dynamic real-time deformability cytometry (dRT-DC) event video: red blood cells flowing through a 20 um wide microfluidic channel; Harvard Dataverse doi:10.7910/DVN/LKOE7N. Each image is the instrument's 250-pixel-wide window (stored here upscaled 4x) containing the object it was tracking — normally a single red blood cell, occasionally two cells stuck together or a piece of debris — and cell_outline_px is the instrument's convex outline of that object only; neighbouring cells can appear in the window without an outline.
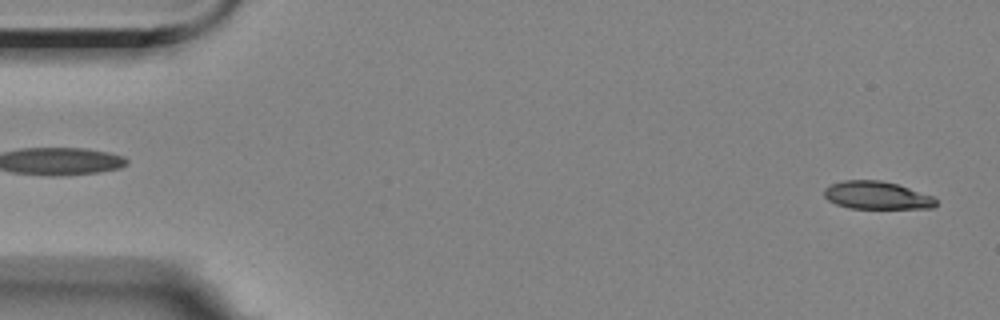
{"species": "Egyptian fruit bat (a non-hibernating species)", "species_latin": "Rousettus aegyptiacus", "temperature_condition": "room temperature", "stored_images_in_passage": 57, "camera_frame_rate_fps": 3000, "um_per_image_px": 0.085, "animal": {"sex": "female"}, "frame": {"image": 1, "passage_image": 2, "time_ms": 0.333, "image_size_px": [1000, 320], "cell_outline_px": [[936, 204], [932, 208], [848, 208], [836, 204], [828, 200], [824, 196], [824, 188], [832, 184], [844, 180], [880, 180], [896, 184], [932, 196], [936, 200]], "centroid_in_image_um": [74.49, 16.6], "position_along_channel_um": 10.5, "area_um2": 17.92}}
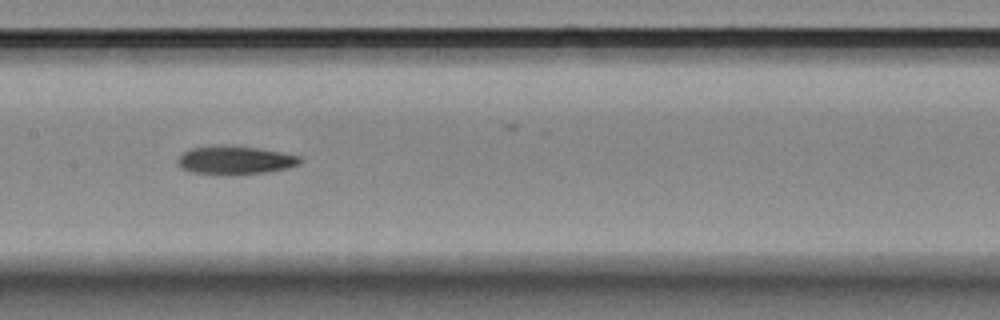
{"frame": {"image": 2, "passage_image": 27, "time_ms": 8.667, "image_size_px": [1000, 320], "cell_outline_px": [[300, 164], [288, 168], [268, 172], [192, 172], [180, 168], [176, 160], [184, 152], [192, 148], [256, 148], [280, 152], [300, 156]], "centroid_in_image_um": [20.03, 13.62], "position_along_channel_um": 187.4, "area_um2": 18.5}}
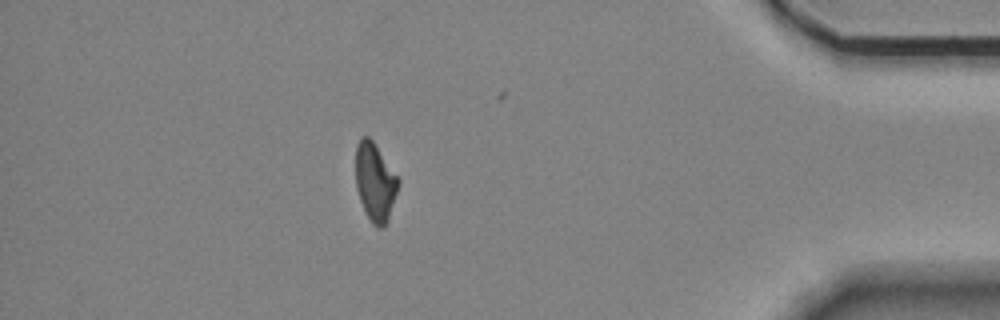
{"frame": {"image": 3, "passage_image": 49, "time_ms": 16.0, "image_size_px": [1000, 320], "cell_outline_px": [[400, 184], [388, 220], [384, 228], [380, 228], [372, 224], [360, 200], [356, 188], [356, 144], [360, 136], [368, 136], [372, 140], [400, 180]], "centroid_in_image_um": [31.88, 15.47], "position_along_channel_um": 403.3, "area_um2": 19.36}}